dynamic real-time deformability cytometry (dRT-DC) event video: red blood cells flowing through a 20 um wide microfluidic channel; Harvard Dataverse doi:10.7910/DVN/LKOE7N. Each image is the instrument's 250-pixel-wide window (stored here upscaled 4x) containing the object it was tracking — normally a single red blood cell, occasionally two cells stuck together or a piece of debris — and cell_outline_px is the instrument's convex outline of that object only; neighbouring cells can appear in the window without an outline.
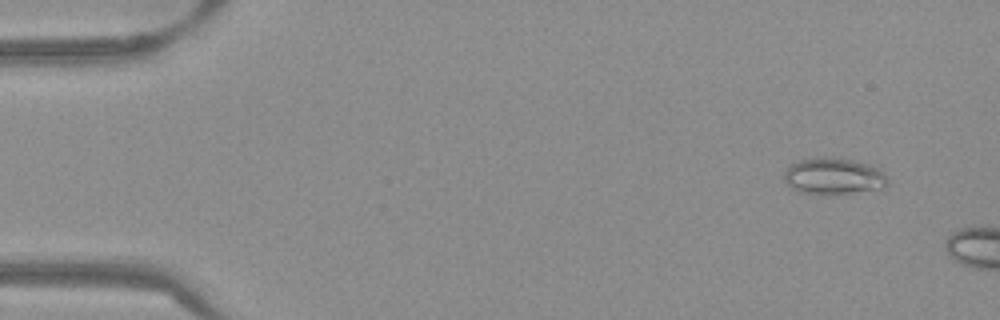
{"species": "Egyptian fruit bat (a non-hibernating species)", "species_latin": "Rousettus aegyptiacus", "temperature_condition": "warm", "stored_images_in_passage": 8, "camera_frame_rate_fps": 3000, "um_per_image_px": 0.085, "frame": {"image": 1, "passage_image": 4, "time_ms": 1.0, "image_size_px": [1000, 320], "cell_outline_px": [[888, 184], [880, 188], [848, 192], [800, 192], [792, 188], [784, 180], [784, 172], [792, 164], [800, 160], [852, 160], [868, 164], [880, 168], [884, 172], [888, 180]], "centroid_in_image_um": [70.89, 14.98], "position_along_channel_um": 14.1, "area_um2": 20.58}}